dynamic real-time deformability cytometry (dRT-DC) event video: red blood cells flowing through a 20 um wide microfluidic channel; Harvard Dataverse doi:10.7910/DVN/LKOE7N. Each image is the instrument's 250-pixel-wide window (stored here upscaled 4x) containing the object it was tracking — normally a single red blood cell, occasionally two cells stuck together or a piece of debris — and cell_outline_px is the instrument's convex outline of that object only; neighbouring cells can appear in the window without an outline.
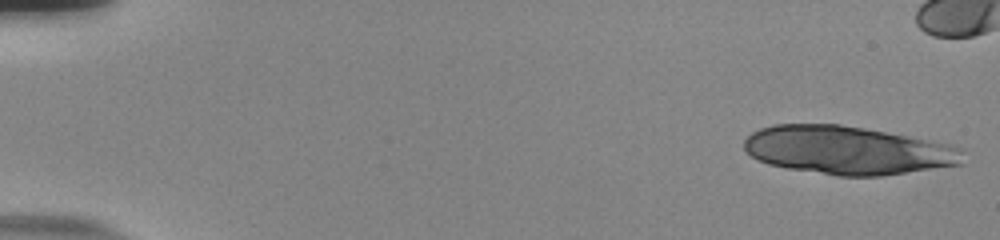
{"species": "human", "species_latin": "Homo sapiens", "temperature_condition": "room temperature", "stored_images_in_passage": 21, "camera_frame_rate_fps": 3000, "um_per_image_px": 0.085, "donor": {"sex": "male"}, "frame": {"image": 1, "passage_image": 1, "time_ms": 0.0, "image_size_px": [1000, 240], "cell_outline_px": [[964, 148], [960, 164], [880, 176], [836, 176], [788, 168], [768, 164], [752, 156], [744, 148], [744, 140], [752, 132], [760, 128], [772, 124], [840, 124], [864, 128], [952, 144]], "centroid_in_image_um": [72.04, 12.76], "position_along_channel_um": 13.0, "area_um2": 61.44}}